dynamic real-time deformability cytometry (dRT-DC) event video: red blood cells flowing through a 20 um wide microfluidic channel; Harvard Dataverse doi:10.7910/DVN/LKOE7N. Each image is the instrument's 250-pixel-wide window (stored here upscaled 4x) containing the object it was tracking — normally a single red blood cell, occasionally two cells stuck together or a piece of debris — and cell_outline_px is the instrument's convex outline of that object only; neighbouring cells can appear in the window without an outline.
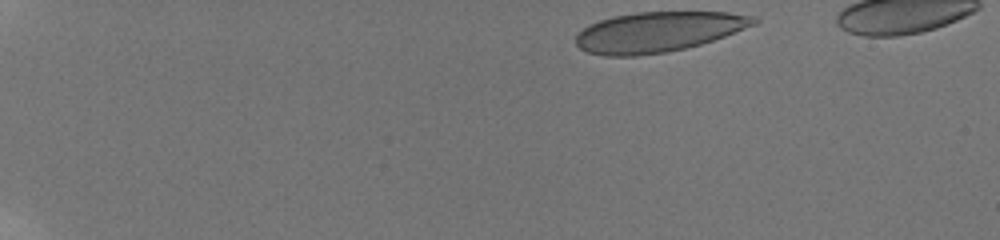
{"species": "human", "species_latin": "Homo sapiens", "temperature_condition": "room temperature", "stored_images_in_passage": 34, "camera_frame_rate_fps": 3000, "um_per_image_px": 0.085, "donor": {"sex": "male"}, "frame": {"image": 1, "passage_image": 1, "time_ms": 0.0, "image_size_px": [1000, 240], "cell_outline_px": [[760, 20], [756, 24], [724, 36], [700, 44], [668, 52], [636, 56], [604, 56], [588, 52], [580, 48], [576, 44], [576, 32], [600, 20], [612, 16], [636, 12], [728, 12], [756, 16]], "centroid_in_image_um": [55.94, 2.71], "position_along_channel_um": 29.1, "area_um2": 41.67}}
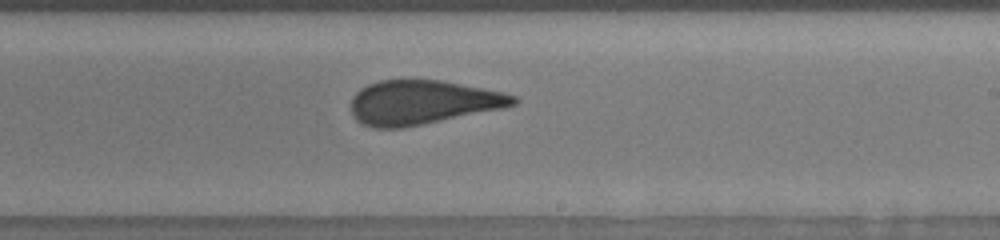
{"frame": {"image": 2, "passage_image": 20, "time_ms": 9.333, "image_size_px": [1000, 240], "cell_outline_px": [[520, 100], [516, 104], [500, 108], [404, 128], [372, 128], [356, 120], [352, 112], [352, 96], [360, 88], [368, 84], [380, 80], [440, 80], [504, 92], [516, 96]], "centroid_in_image_um": [35.88, 8.7], "position_along_channel_um": 253.1, "area_um2": 41.5}}
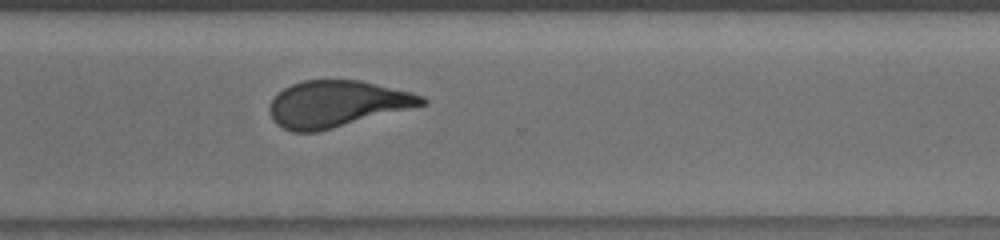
{"frame": {"image": 3, "passage_image": 24, "time_ms": 11.667, "image_size_px": [1000, 240], "cell_outline_px": [[428, 104], [316, 132], [292, 132], [276, 124], [272, 120], [268, 108], [272, 100], [284, 88], [292, 84], [304, 80], [360, 80], [412, 92], [424, 96], [428, 100]], "centroid_in_image_um": [28.65, 8.83], "position_along_channel_um": 342.0, "area_um2": 41.1}, "authors_computed_cell_mechanics": {"area_um2": 42.194, "velocity_mm_per_s": 3.808, "shape_relaxation_time_tau1_ms": 10.6359, "shape_relaxation_time_tau2_ms": 0.9914, "deformation_change_tau1": 0.2233, "deformation_change_tau2": 0.1039}}